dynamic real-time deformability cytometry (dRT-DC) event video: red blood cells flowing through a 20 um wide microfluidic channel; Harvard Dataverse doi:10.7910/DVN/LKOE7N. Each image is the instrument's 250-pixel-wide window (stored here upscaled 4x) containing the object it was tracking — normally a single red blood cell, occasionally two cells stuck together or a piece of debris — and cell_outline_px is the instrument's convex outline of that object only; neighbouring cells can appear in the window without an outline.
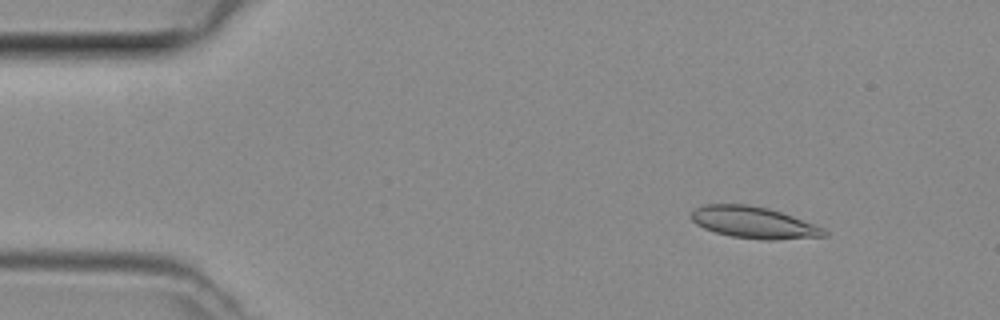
{"species": "common noctule bat (a hibernating species)", "species_latin": "Nyctalus noctula", "temperature_condition": "room temperature", "stored_images_in_passage": 46, "segment_of_instrument_passage": [1, 2], "camera_frame_rate_fps": 3000, "um_per_image_px": 0.085, "animal": {"sex": "female", "body_mass_g": 29.2, "forearm_length_mm": 56.3}, "frame": {"image": 1, "passage_image": 3, "time_ms": 0.667, "image_size_px": [1000, 320], "cell_outline_px": [[828, 236], [772, 240], [764, 240], [732, 236], [716, 232], [704, 228], [696, 224], [688, 216], [692, 208], [704, 204], [748, 204], [768, 208], [792, 216], [824, 228], [828, 232]], "centroid_in_image_um": [64.02, 18.9], "position_along_channel_um": 21.0, "area_um2": 24.62}}
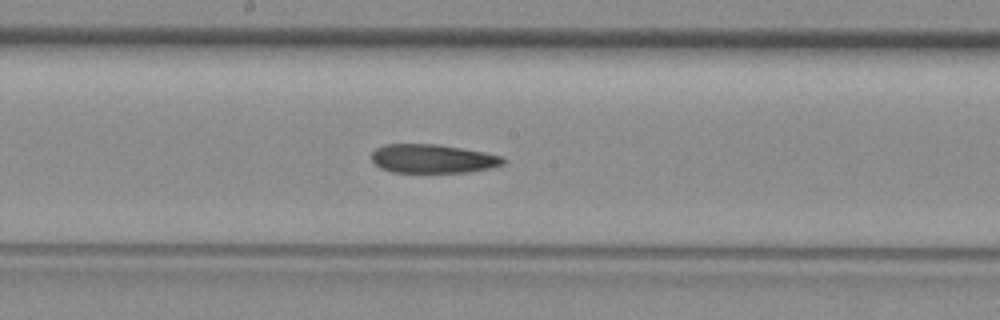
{"frame": {"image": 2, "passage_image": 22, "time_ms": 7.0, "image_size_px": [1000, 320], "cell_outline_px": [[508, 160], [504, 164], [492, 168], [468, 172], [392, 172], [380, 168], [372, 160], [372, 152], [376, 148], [384, 144], [440, 144], [484, 152], [504, 156]], "centroid_in_image_um": [36.83, 13.48], "position_along_channel_um": 211.4, "area_um2": 22.31}}
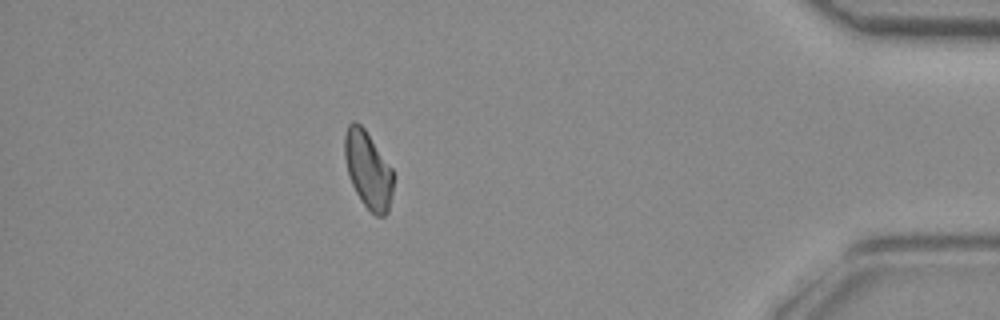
{"frame": {"image": 3, "passage_image": 39, "time_ms": 12.667, "image_size_px": [1000, 320], "cell_outline_px": [[392, 192], [388, 212], [384, 216], [376, 216], [360, 200], [348, 176], [344, 156], [344, 136], [348, 124], [352, 120], [356, 120], [364, 128], [392, 168]], "centroid_in_image_um": [31.26, 14.41], "position_along_channel_um": 403.9, "area_um2": 21.79}}